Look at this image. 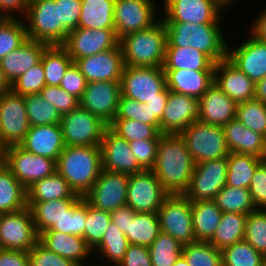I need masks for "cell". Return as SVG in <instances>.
<instances>
[{
	"instance_id": "6da1fadb",
	"label": "cell",
	"mask_w": 266,
	"mask_h": 266,
	"mask_svg": "<svg viewBox=\"0 0 266 266\" xmlns=\"http://www.w3.org/2000/svg\"><path fill=\"white\" fill-rule=\"evenodd\" d=\"M195 163L180 134H161L152 171L169 195L184 194Z\"/></svg>"
},
{
	"instance_id": "7a4b0ae2",
	"label": "cell",
	"mask_w": 266,
	"mask_h": 266,
	"mask_svg": "<svg viewBox=\"0 0 266 266\" xmlns=\"http://www.w3.org/2000/svg\"><path fill=\"white\" fill-rule=\"evenodd\" d=\"M56 165L75 194L83 197L101 173L100 146H65Z\"/></svg>"
},
{
	"instance_id": "3957f363",
	"label": "cell",
	"mask_w": 266,
	"mask_h": 266,
	"mask_svg": "<svg viewBox=\"0 0 266 266\" xmlns=\"http://www.w3.org/2000/svg\"><path fill=\"white\" fill-rule=\"evenodd\" d=\"M164 23L167 28L166 47H192L206 54L214 63L226 58L228 44L219 23Z\"/></svg>"
},
{
	"instance_id": "277c9868",
	"label": "cell",
	"mask_w": 266,
	"mask_h": 266,
	"mask_svg": "<svg viewBox=\"0 0 266 266\" xmlns=\"http://www.w3.org/2000/svg\"><path fill=\"white\" fill-rule=\"evenodd\" d=\"M124 66L162 67L167 46V28L159 18L152 27L120 39Z\"/></svg>"
},
{
	"instance_id": "5b68a950",
	"label": "cell",
	"mask_w": 266,
	"mask_h": 266,
	"mask_svg": "<svg viewBox=\"0 0 266 266\" xmlns=\"http://www.w3.org/2000/svg\"><path fill=\"white\" fill-rule=\"evenodd\" d=\"M121 95L147 104L153 99H168L165 72L162 67L124 66Z\"/></svg>"
},
{
	"instance_id": "8992f818",
	"label": "cell",
	"mask_w": 266,
	"mask_h": 266,
	"mask_svg": "<svg viewBox=\"0 0 266 266\" xmlns=\"http://www.w3.org/2000/svg\"><path fill=\"white\" fill-rule=\"evenodd\" d=\"M180 135L184 138L195 164L228 157L230 154L223 126L205 124L197 120Z\"/></svg>"
},
{
	"instance_id": "52a82bcc",
	"label": "cell",
	"mask_w": 266,
	"mask_h": 266,
	"mask_svg": "<svg viewBox=\"0 0 266 266\" xmlns=\"http://www.w3.org/2000/svg\"><path fill=\"white\" fill-rule=\"evenodd\" d=\"M27 38L48 45H62V22L55 0L28 1L25 14Z\"/></svg>"
},
{
	"instance_id": "ba28073f",
	"label": "cell",
	"mask_w": 266,
	"mask_h": 266,
	"mask_svg": "<svg viewBox=\"0 0 266 266\" xmlns=\"http://www.w3.org/2000/svg\"><path fill=\"white\" fill-rule=\"evenodd\" d=\"M160 230L182 245L196 242L192 202L184 194L168 195L158 210Z\"/></svg>"
},
{
	"instance_id": "9c48e42d",
	"label": "cell",
	"mask_w": 266,
	"mask_h": 266,
	"mask_svg": "<svg viewBox=\"0 0 266 266\" xmlns=\"http://www.w3.org/2000/svg\"><path fill=\"white\" fill-rule=\"evenodd\" d=\"M2 162L26 189L57 170L55 160L27 152L19 145L4 148Z\"/></svg>"
},
{
	"instance_id": "30bf717a",
	"label": "cell",
	"mask_w": 266,
	"mask_h": 266,
	"mask_svg": "<svg viewBox=\"0 0 266 266\" xmlns=\"http://www.w3.org/2000/svg\"><path fill=\"white\" fill-rule=\"evenodd\" d=\"M60 126L65 146H100L108 127L100 118L80 106L62 115Z\"/></svg>"
},
{
	"instance_id": "8fae6325",
	"label": "cell",
	"mask_w": 266,
	"mask_h": 266,
	"mask_svg": "<svg viewBox=\"0 0 266 266\" xmlns=\"http://www.w3.org/2000/svg\"><path fill=\"white\" fill-rule=\"evenodd\" d=\"M30 129L23 96L12 90L0 94V146L19 145Z\"/></svg>"
},
{
	"instance_id": "7c38bea8",
	"label": "cell",
	"mask_w": 266,
	"mask_h": 266,
	"mask_svg": "<svg viewBox=\"0 0 266 266\" xmlns=\"http://www.w3.org/2000/svg\"><path fill=\"white\" fill-rule=\"evenodd\" d=\"M38 239L29 207L0 214V249L29 252Z\"/></svg>"
},
{
	"instance_id": "4fadbf2b",
	"label": "cell",
	"mask_w": 266,
	"mask_h": 266,
	"mask_svg": "<svg viewBox=\"0 0 266 266\" xmlns=\"http://www.w3.org/2000/svg\"><path fill=\"white\" fill-rule=\"evenodd\" d=\"M227 157L195 164L191 181L184 195L191 201L214 200L226 185Z\"/></svg>"
},
{
	"instance_id": "5bb4252c",
	"label": "cell",
	"mask_w": 266,
	"mask_h": 266,
	"mask_svg": "<svg viewBox=\"0 0 266 266\" xmlns=\"http://www.w3.org/2000/svg\"><path fill=\"white\" fill-rule=\"evenodd\" d=\"M169 194L152 170L129 174L126 205L139 213H158Z\"/></svg>"
},
{
	"instance_id": "9a60e30c",
	"label": "cell",
	"mask_w": 266,
	"mask_h": 266,
	"mask_svg": "<svg viewBox=\"0 0 266 266\" xmlns=\"http://www.w3.org/2000/svg\"><path fill=\"white\" fill-rule=\"evenodd\" d=\"M129 174L102 169L92 188L83 196L94 208L113 212L126 206Z\"/></svg>"
},
{
	"instance_id": "2e32d148",
	"label": "cell",
	"mask_w": 266,
	"mask_h": 266,
	"mask_svg": "<svg viewBox=\"0 0 266 266\" xmlns=\"http://www.w3.org/2000/svg\"><path fill=\"white\" fill-rule=\"evenodd\" d=\"M164 22L195 24L219 23L220 9L227 7L223 0H164Z\"/></svg>"
},
{
	"instance_id": "e0dca14e",
	"label": "cell",
	"mask_w": 266,
	"mask_h": 266,
	"mask_svg": "<svg viewBox=\"0 0 266 266\" xmlns=\"http://www.w3.org/2000/svg\"><path fill=\"white\" fill-rule=\"evenodd\" d=\"M154 5L153 0H115L114 23L118 39L156 24L159 19L155 17Z\"/></svg>"
},
{
	"instance_id": "ac0fdd59",
	"label": "cell",
	"mask_w": 266,
	"mask_h": 266,
	"mask_svg": "<svg viewBox=\"0 0 266 266\" xmlns=\"http://www.w3.org/2000/svg\"><path fill=\"white\" fill-rule=\"evenodd\" d=\"M120 96V81L89 82L80 98V107L109 126L117 114Z\"/></svg>"
},
{
	"instance_id": "d6986e66",
	"label": "cell",
	"mask_w": 266,
	"mask_h": 266,
	"mask_svg": "<svg viewBox=\"0 0 266 266\" xmlns=\"http://www.w3.org/2000/svg\"><path fill=\"white\" fill-rule=\"evenodd\" d=\"M115 29H87L71 30L62 46L75 62L77 59L93 56L115 48L119 44Z\"/></svg>"
},
{
	"instance_id": "ffe728a7",
	"label": "cell",
	"mask_w": 266,
	"mask_h": 266,
	"mask_svg": "<svg viewBox=\"0 0 266 266\" xmlns=\"http://www.w3.org/2000/svg\"><path fill=\"white\" fill-rule=\"evenodd\" d=\"M102 169L110 172L135 174L144 171L130 149L129 142L109 126L100 143Z\"/></svg>"
},
{
	"instance_id": "44dd1931",
	"label": "cell",
	"mask_w": 266,
	"mask_h": 266,
	"mask_svg": "<svg viewBox=\"0 0 266 266\" xmlns=\"http://www.w3.org/2000/svg\"><path fill=\"white\" fill-rule=\"evenodd\" d=\"M200 116L199 99L169 90L160 121L161 134H180Z\"/></svg>"
},
{
	"instance_id": "7402d4cb",
	"label": "cell",
	"mask_w": 266,
	"mask_h": 266,
	"mask_svg": "<svg viewBox=\"0 0 266 266\" xmlns=\"http://www.w3.org/2000/svg\"><path fill=\"white\" fill-rule=\"evenodd\" d=\"M87 83L101 81H121L124 69L120 43L110 50L87 56L75 61Z\"/></svg>"
},
{
	"instance_id": "603a6c76",
	"label": "cell",
	"mask_w": 266,
	"mask_h": 266,
	"mask_svg": "<svg viewBox=\"0 0 266 266\" xmlns=\"http://www.w3.org/2000/svg\"><path fill=\"white\" fill-rule=\"evenodd\" d=\"M251 35L238 48L227 45L226 58L256 84L266 76V42Z\"/></svg>"
},
{
	"instance_id": "cb8c5ba5",
	"label": "cell",
	"mask_w": 266,
	"mask_h": 266,
	"mask_svg": "<svg viewBox=\"0 0 266 266\" xmlns=\"http://www.w3.org/2000/svg\"><path fill=\"white\" fill-rule=\"evenodd\" d=\"M214 83L237 103L255 97V83L227 58L215 63Z\"/></svg>"
},
{
	"instance_id": "d4e9b609",
	"label": "cell",
	"mask_w": 266,
	"mask_h": 266,
	"mask_svg": "<svg viewBox=\"0 0 266 266\" xmlns=\"http://www.w3.org/2000/svg\"><path fill=\"white\" fill-rule=\"evenodd\" d=\"M19 146L27 152L57 162L65 148L60 124L30 127Z\"/></svg>"
},
{
	"instance_id": "484cf974",
	"label": "cell",
	"mask_w": 266,
	"mask_h": 266,
	"mask_svg": "<svg viewBox=\"0 0 266 266\" xmlns=\"http://www.w3.org/2000/svg\"><path fill=\"white\" fill-rule=\"evenodd\" d=\"M238 103L229 98L213 83L199 99V122L224 126L236 118Z\"/></svg>"
},
{
	"instance_id": "4316f807",
	"label": "cell",
	"mask_w": 266,
	"mask_h": 266,
	"mask_svg": "<svg viewBox=\"0 0 266 266\" xmlns=\"http://www.w3.org/2000/svg\"><path fill=\"white\" fill-rule=\"evenodd\" d=\"M38 241L48 250L71 259L78 266H86L84 261L93 252L83 237L52 229L40 233Z\"/></svg>"
},
{
	"instance_id": "83f0119b",
	"label": "cell",
	"mask_w": 266,
	"mask_h": 266,
	"mask_svg": "<svg viewBox=\"0 0 266 266\" xmlns=\"http://www.w3.org/2000/svg\"><path fill=\"white\" fill-rule=\"evenodd\" d=\"M230 152L253 155L266 160V138L244 126L237 118L223 126Z\"/></svg>"
},
{
	"instance_id": "f1b7e54d",
	"label": "cell",
	"mask_w": 266,
	"mask_h": 266,
	"mask_svg": "<svg viewBox=\"0 0 266 266\" xmlns=\"http://www.w3.org/2000/svg\"><path fill=\"white\" fill-rule=\"evenodd\" d=\"M47 43L27 39L21 46L0 60L5 77L12 84L20 75L38 64Z\"/></svg>"
},
{
	"instance_id": "f546056e",
	"label": "cell",
	"mask_w": 266,
	"mask_h": 266,
	"mask_svg": "<svg viewBox=\"0 0 266 266\" xmlns=\"http://www.w3.org/2000/svg\"><path fill=\"white\" fill-rule=\"evenodd\" d=\"M168 90L200 99L214 83V71L163 70Z\"/></svg>"
},
{
	"instance_id": "4dcf8cb0",
	"label": "cell",
	"mask_w": 266,
	"mask_h": 266,
	"mask_svg": "<svg viewBox=\"0 0 266 266\" xmlns=\"http://www.w3.org/2000/svg\"><path fill=\"white\" fill-rule=\"evenodd\" d=\"M215 63L192 47H166L163 70L214 71Z\"/></svg>"
},
{
	"instance_id": "1f68e13d",
	"label": "cell",
	"mask_w": 266,
	"mask_h": 266,
	"mask_svg": "<svg viewBox=\"0 0 266 266\" xmlns=\"http://www.w3.org/2000/svg\"><path fill=\"white\" fill-rule=\"evenodd\" d=\"M82 198L75 194L67 181L55 171L52 175L34 182L27 188V202Z\"/></svg>"
},
{
	"instance_id": "d6a6232c",
	"label": "cell",
	"mask_w": 266,
	"mask_h": 266,
	"mask_svg": "<svg viewBox=\"0 0 266 266\" xmlns=\"http://www.w3.org/2000/svg\"><path fill=\"white\" fill-rule=\"evenodd\" d=\"M222 214L214 200L192 202V222L196 241L209 242L213 238Z\"/></svg>"
},
{
	"instance_id": "836d02e7",
	"label": "cell",
	"mask_w": 266,
	"mask_h": 266,
	"mask_svg": "<svg viewBox=\"0 0 266 266\" xmlns=\"http://www.w3.org/2000/svg\"><path fill=\"white\" fill-rule=\"evenodd\" d=\"M78 28L115 29V0H81Z\"/></svg>"
},
{
	"instance_id": "e575fe53",
	"label": "cell",
	"mask_w": 266,
	"mask_h": 266,
	"mask_svg": "<svg viewBox=\"0 0 266 266\" xmlns=\"http://www.w3.org/2000/svg\"><path fill=\"white\" fill-rule=\"evenodd\" d=\"M80 199L69 198L44 202H27V207L31 210L38 235L50 229L54 223H58L65 211H69Z\"/></svg>"
},
{
	"instance_id": "d590c367",
	"label": "cell",
	"mask_w": 266,
	"mask_h": 266,
	"mask_svg": "<svg viewBox=\"0 0 266 266\" xmlns=\"http://www.w3.org/2000/svg\"><path fill=\"white\" fill-rule=\"evenodd\" d=\"M27 207V189L0 163V214Z\"/></svg>"
},
{
	"instance_id": "8d00e7d4",
	"label": "cell",
	"mask_w": 266,
	"mask_h": 266,
	"mask_svg": "<svg viewBox=\"0 0 266 266\" xmlns=\"http://www.w3.org/2000/svg\"><path fill=\"white\" fill-rule=\"evenodd\" d=\"M228 171L226 185L236 188H247L257 167L265 160L253 155L230 152L227 157Z\"/></svg>"
},
{
	"instance_id": "74e56055",
	"label": "cell",
	"mask_w": 266,
	"mask_h": 266,
	"mask_svg": "<svg viewBox=\"0 0 266 266\" xmlns=\"http://www.w3.org/2000/svg\"><path fill=\"white\" fill-rule=\"evenodd\" d=\"M246 219L247 214L223 213L215 234L209 242L217 249L223 250L244 240Z\"/></svg>"
},
{
	"instance_id": "f35d334b",
	"label": "cell",
	"mask_w": 266,
	"mask_h": 266,
	"mask_svg": "<svg viewBox=\"0 0 266 266\" xmlns=\"http://www.w3.org/2000/svg\"><path fill=\"white\" fill-rule=\"evenodd\" d=\"M40 61L45 72L46 86H59L66 70L73 63V59L62 45H48Z\"/></svg>"
},
{
	"instance_id": "ab89813d",
	"label": "cell",
	"mask_w": 266,
	"mask_h": 266,
	"mask_svg": "<svg viewBox=\"0 0 266 266\" xmlns=\"http://www.w3.org/2000/svg\"><path fill=\"white\" fill-rule=\"evenodd\" d=\"M160 232L158 213L136 212L134 218H130L129 231L125 236L129 244L149 247Z\"/></svg>"
},
{
	"instance_id": "60d3db41",
	"label": "cell",
	"mask_w": 266,
	"mask_h": 266,
	"mask_svg": "<svg viewBox=\"0 0 266 266\" xmlns=\"http://www.w3.org/2000/svg\"><path fill=\"white\" fill-rule=\"evenodd\" d=\"M223 212L249 214L256 210L251 194L247 188H236L225 185L214 199Z\"/></svg>"
},
{
	"instance_id": "b9f144b4",
	"label": "cell",
	"mask_w": 266,
	"mask_h": 266,
	"mask_svg": "<svg viewBox=\"0 0 266 266\" xmlns=\"http://www.w3.org/2000/svg\"><path fill=\"white\" fill-rule=\"evenodd\" d=\"M23 98L30 127L60 124L61 114L52 104L44 100L40 93L26 95Z\"/></svg>"
},
{
	"instance_id": "7bdbcfd3",
	"label": "cell",
	"mask_w": 266,
	"mask_h": 266,
	"mask_svg": "<svg viewBox=\"0 0 266 266\" xmlns=\"http://www.w3.org/2000/svg\"><path fill=\"white\" fill-rule=\"evenodd\" d=\"M129 245L125 234L110 221L101 243L95 249L99 250L101 256L103 255L108 260L106 262H111L117 266L123 260Z\"/></svg>"
},
{
	"instance_id": "ee69618b",
	"label": "cell",
	"mask_w": 266,
	"mask_h": 266,
	"mask_svg": "<svg viewBox=\"0 0 266 266\" xmlns=\"http://www.w3.org/2000/svg\"><path fill=\"white\" fill-rule=\"evenodd\" d=\"M223 266H263L266 257L245 240L222 250Z\"/></svg>"
},
{
	"instance_id": "f6af8a7d",
	"label": "cell",
	"mask_w": 266,
	"mask_h": 266,
	"mask_svg": "<svg viewBox=\"0 0 266 266\" xmlns=\"http://www.w3.org/2000/svg\"><path fill=\"white\" fill-rule=\"evenodd\" d=\"M148 248L152 266H173L182 255L183 245L170 235L160 232Z\"/></svg>"
},
{
	"instance_id": "bcb514c9",
	"label": "cell",
	"mask_w": 266,
	"mask_h": 266,
	"mask_svg": "<svg viewBox=\"0 0 266 266\" xmlns=\"http://www.w3.org/2000/svg\"><path fill=\"white\" fill-rule=\"evenodd\" d=\"M182 255L190 266H223L222 250L210 242L196 241L185 244Z\"/></svg>"
},
{
	"instance_id": "7dc6e473",
	"label": "cell",
	"mask_w": 266,
	"mask_h": 266,
	"mask_svg": "<svg viewBox=\"0 0 266 266\" xmlns=\"http://www.w3.org/2000/svg\"><path fill=\"white\" fill-rule=\"evenodd\" d=\"M236 118L247 128L266 138V103L255 98L240 102Z\"/></svg>"
},
{
	"instance_id": "c3c4849f",
	"label": "cell",
	"mask_w": 266,
	"mask_h": 266,
	"mask_svg": "<svg viewBox=\"0 0 266 266\" xmlns=\"http://www.w3.org/2000/svg\"><path fill=\"white\" fill-rule=\"evenodd\" d=\"M109 127L128 142L135 140H160L161 133L154 126L130 119H114Z\"/></svg>"
},
{
	"instance_id": "681fc988",
	"label": "cell",
	"mask_w": 266,
	"mask_h": 266,
	"mask_svg": "<svg viewBox=\"0 0 266 266\" xmlns=\"http://www.w3.org/2000/svg\"><path fill=\"white\" fill-rule=\"evenodd\" d=\"M24 23L16 17L5 18L0 23V60L28 39Z\"/></svg>"
},
{
	"instance_id": "f907efd6",
	"label": "cell",
	"mask_w": 266,
	"mask_h": 266,
	"mask_svg": "<svg viewBox=\"0 0 266 266\" xmlns=\"http://www.w3.org/2000/svg\"><path fill=\"white\" fill-rule=\"evenodd\" d=\"M110 221V212L94 208L87 203L84 239L93 251H96L94 249L101 243Z\"/></svg>"
},
{
	"instance_id": "816d5d0a",
	"label": "cell",
	"mask_w": 266,
	"mask_h": 266,
	"mask_svg": "<svg viewBox=\"0 0 266 266\" xmlns=\"http://www.w3.org/2000/svg\"><path fill=\"white\" fill-rule=\"evenodd\" d=\"M86 214L87 202L82 197L69 211H65L59 222L54 223L50 229L84 238Z\"/></svg>"
},
{
	"instance_id": "f5cc1de1",
	"label": "cell",
	"mask_w": 266,
	"mask_h": 266,
	"mask_svg": "<svg viewBox=\"0 0 266 266\" xmlns=\"http://www.w3.org/2000/svg\"><path fill=\"white\" fill-rule=\"evenodd\" d=\"M244 240L266 257V209H256L247 215Z\"/></svg>"
},
{
	"instance_id": "db71d44e",
	"label": "cell",
	"mask_w": 266,
	"mask_h": 266,
	"mask_svg": "<svg viewBox=\"0 0 266 266\" xmlns=\"http://www.w3.org/2000/svg\"><path fill=\"white\" fill-rule=\"evenodd\" d=\"M46 86L45 72L40 61L24 74L20 75L12 84L11 90L21 96L41 93Z\"/></svg>"
},
{
	"instance_id": "11a10c76",
	"label": "cell",
	"mask_w": 266,
	"mask_h": 266,
	"mask_svg": "<svg viewBox=\"0 0 266 266\" xmlns=\"http://www.w3.org/2000/svg\"><path fill=\"white\" fill-rule=\"evenodd\" d=\"M44 100L52 104L62 115L80 106V99L59 86H45L40 93Z\"/></svg>"
},
{
	"instance_id": "9f6ffc18",
	"label": "cell",
	"mask_w": 266,
	"mask_h": 266,
	"mask_svg": "<svg viewBox=\"0 0 266 266\" xmlns=\"http://www.w3.org/2000/svg\"><path fill=\"white\" fill-rule=\"evenodd\" d=\"M114 119H130L151 125V110L145 103L121 95Z\"/></svg>"
},
{
	"instance_id": "6f0895ef",
	"label": "cell",
	"mask_w": 266,
	"mask_h": 266,
	"mask_svg": "<svg viewBox=\"0 0 266 266\" xmlns=\"http://www.w3.org/2000/svg\"><path fill=\"white\" fill-rule=\"evenodd\" d=\"M59 4L60 21L62 22V44L68 33L78 27L81 15V0H55Z\"/></svg>"
},
{
	"instance_id": "680465c9",
	"label": "cell",
	"mask_w": 266,
	"mask_h": 266,
	"mask_svg": "<svg viewBox=\"0 0 266 266\" xmlns=\"http://www.w3.org/2000/svg\"><path fill=\"white\" fill-rule=\"evenodd\" d=\"M29 266H78L71 259L45 248L39 241L29 250Z\"/></svg>"
},
{
	"instance_id": "91938a15",
	"label": "cell",
	"mask_w": 266,
	"mask_h": 266,
	"mask_svg": "<svg viewBox=\"0 0 266 266\" xmlns=\"http://www.w3.org/2000/svg\"><path fill=\"white\" fill-rule=\"evenodd\" d=\"M159 140H135L129 142L130 149L144 170H152L157 155Z\"/></svg>"
},
{
	"instance_id": "94428289",
	"label": "cell",
	"mask_w": 266,
	"mask_h": 266,
	"mask_svg": "<svg viewBox=\"0 0 266 266\" xmlns=\"http://www.w3.org/2000/svg\"><path fill=\"white\" fill-rule=\"evenodd\" d=\"M248 190L256 209H266V160L257 167Z\"/></svg>"
},
{
	"instance_id": "6125c7cd",
	"label": "cell",
	"mask_w": 266,
	"mask_h": 266,
	"mask_svg": "<svg viewBox=\"0 0 266 266\" xmlns=\"http://www.w3.org/2000/svg\"><path fill=\"white\" fill-rule=\"evenodd\" d=\"M86 85L85 76L81 73L75 62H73L66 70L59 87L80 99L86 89Z\"/></svg>"
},
{
	"instance_id": "be15d7a7",
	"label": "cell",
	"mask_w": 266,
	"mask_h": 266,
	"mask_svg": "<svg viewBox=\"0 0 266 266\" xmlns=\"http://www.w3.org/2000/svg\"><path fill=\"white\" fill-rule=\"evenodd\" d=\"M117 266H152L149 248L130 244L123 260Z\"/></svg>"
},
{
	"instance_id": "e7e4bbea",
	"label": "cell",
	"mask_w": 266,
	"mask_h": 266,
	"mask_svg": "<svg viewBox=\"0 0 266 266\" xmlns=\"http://www.w3.org/2000/svg\"><path fill=\"white\" fill-rule=\"evenodd\" d=\"M0 266H29V252L0 249Z\"/></svg>"
},
{
	"instance_id": "03108f58",
	"label": "cell",
	"mask_w": 266,
	"mask_h": 266,
	"mask_svg": "<svg viewBox=\"0 0 266 266\" xmlns=\"http://www.w3.org/2000/svg\"><path fill=\"white\" fill-rule=\"evenodd\" d=\"M135 213L131 207L126 205L111 212V221L126 235L129 231L130 218H134Z\"/></svg>"
},
{
	"instance_id": "003e7915",
	"label": "cell",
	"mask_w": 266,
	"mask_h": 266,
	"mask_svg": "<svg viewBox=\"0 0 266 266\" xmlns=\"http://www.w3.org/2000/svg\"><path fill=\"white\" fill-rule=\"evenodd\" d=\"M27 0H0V13L6 18H14L15 12L25 16L27 11Z\"/></svg>"
},
{
	"instance_id": "a7ac6f4b",
	"label": "cell",
	"mask_w": 266,
	"mask_h": 266,
	"mask_svg": "<svg viewBox=\"0 0 266 266\" xmlns=\"http://www.w3.org/2000/svg\"><path fill=\"white\" fill-rule=\"evenodd\" d=\"M168 99H153L146 105L151 110V125H154L160 131V121L162 119L165 106Z\"/></svg>"
},
{
	"instance_id": "89a4df30",
	"label": "cell",
	"mask_w": 266,
	"mask_h": 266,
	"mask_svg": "<svg viewBox=\"0 0 266 266\" xmlns=\"http://www.w3.org/2000/svg\"><path fill=\"white\" fill-rule=\"evenodd\" d=\"M251 29L250 33H253L259 39L266 42V9L254 21Z\"/></svg>"
},
{
	"instance_id": "2644e50d",
	"label": "cell",
	"mask_w": 266,
	"mask_h": 266,
	"mask_svg": "<svg viewBox=\"0 0 266 266\" xmlns=\"http://www.w3.org/2000/svg\"><path fill=\"white\" fill-rule=\"evenodd\" d=\"M254 98L266 103V76L255 84Z\"/></svg>"
},
{
	"instance_id": "8c879c8a",
	"label": "cell",
	"mask_w": 266,
	"mask_h": 266,
	"mask_svg": "<svg viewBox=\"0 0 266 266\" xmlns=\"http://www.w3.org/2000/svg\"><path fill=\"white\" fill-rule=\"evenodd\" d=\"M10 90H11V83L5 77V74L0 67V94L9 92Z\"/></svg>"
},
{
	"instance_id": "753ad0ef",
	"label": "cell",
	"mask_w": 266,
	"mask_h": 266,
	"mask_svg": "<svg viewBox=\"0 0 266 266\" xmlns=\"http://www.w3.org/2000/svg\"><path fill=\"white\" fill-rule=\"evenodd\" d=\"M173 266H190L183 255L179 256Z\"/></svg>"
},
{
	"instance_id": "34e18365",
	"label": "cell",
	"mask_w": 266,
	"mask_h": 266,
	"mask_svg": "<svg viewBox=\"0 0 266 266\" xmlns=\"http://www.w3.org/2000/svg\"><path fill=\"white\" fill-rule=\"evenodd\" d=\"M3 158V148L0 146V163H2Z\"/></svg>"
},
{
	"instance_id": "11e5206c",
	"label": "cell",
	"mask_w": 266,
	"mask_h": 266,
	"mask_svg": "<svg viewBox=\"0 0 266 266\" xmlns=\"http://www.w3.org/2000/svg\"><path fill=\"white\" fill-rule=\"evenodd\" d=\"M6 17L2 14H0V23L5 19Z\"/></svg>"
}]
</instances>
